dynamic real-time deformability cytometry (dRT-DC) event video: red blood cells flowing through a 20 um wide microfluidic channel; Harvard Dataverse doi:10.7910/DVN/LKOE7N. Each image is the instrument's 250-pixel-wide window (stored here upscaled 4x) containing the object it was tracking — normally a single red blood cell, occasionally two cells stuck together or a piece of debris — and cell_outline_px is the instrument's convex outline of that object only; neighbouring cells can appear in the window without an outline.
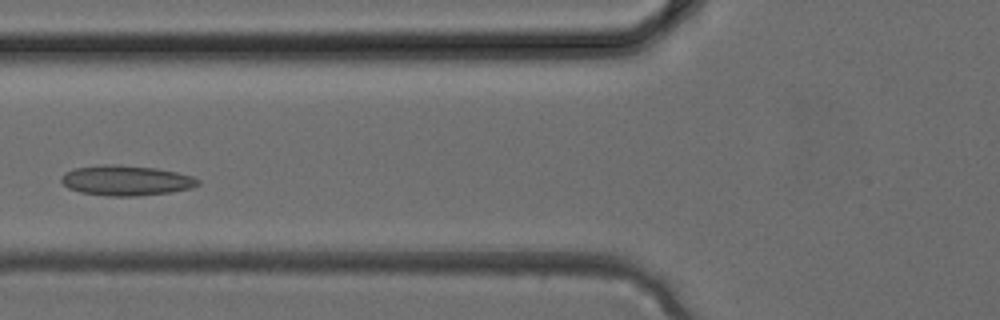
{"species": "common noctule bat (a hibernating species)", "species_latin": "Nyctalus noctula", "temperature_condition": "cold", "stored_images_in_passage": 3, "camera_frame_rate_fps": 3000, "um_per_image_px": 0.085, "animal": {"sex": "female", "body_mass_g": 24.6, "forearm_length_mm": 56.2}, "frame": {"image": 1, "passage_image": 3, "time_ms": 0.667, "image_size_px": [1000, 320], "cell_outline_px": [[200, 184], [192, 188], [172, 192], [136, 196], [108, 196], [80, 192], [68, 188], [60, 180], [60, 176], [64, 172], [76, 168], [104, 164], [116, 164], [156, 168], [176, 172], [192, 176], [200, 180]], "centroid_in_image_um": [10.72, 15.34], "position_along_channel_um": 115.1, "area_um2": 24.16}}